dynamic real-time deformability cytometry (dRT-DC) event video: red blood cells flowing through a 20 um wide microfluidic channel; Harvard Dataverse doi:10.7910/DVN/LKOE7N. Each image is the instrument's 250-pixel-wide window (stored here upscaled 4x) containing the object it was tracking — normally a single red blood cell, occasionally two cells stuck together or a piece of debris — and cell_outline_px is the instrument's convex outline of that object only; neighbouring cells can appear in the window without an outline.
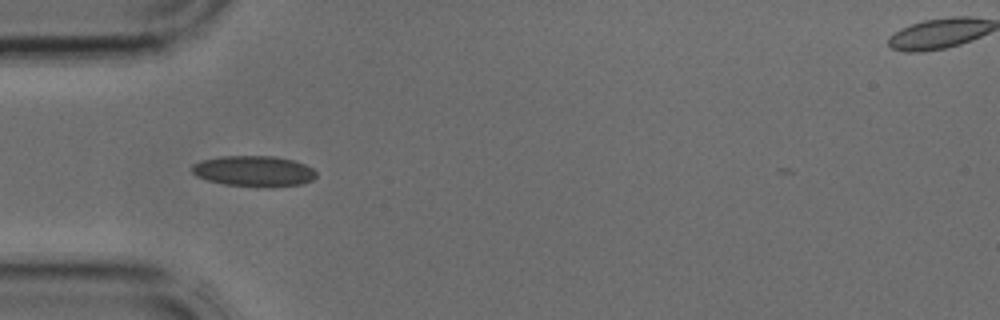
{"species": "common noctule bat (a hibernating species)", "species_latin": "Nyctalus noctula", "temperature_condition": "cold", "stored_images_in_passage": 2, "camera_frame_rate_fps": 3000, "um_per_image_px": 0.085, "animal": {"sex": "male", "body_mass_g": 17.9, "forearm_length_mm": 54.2}, "frame": {"image": 1, "passage_image": 2, "time_ms": 0.333, "image_size_px": [1000, 320], "cell_outline_px": [[316, 176], [312, 180], [300, 184], [272, 188], [268, 188], [224, 184], [208, 180], [196, 176], [192, 172], [192, 164], [200, 160], [220, 156], [276, 156], [292, 160], [304, 164], [312, 168], [316, 172]], "centroid_in_image_um": [21.57, 14.55], "position_along_channel_um": 63.4, "area_um2": 22.48}}